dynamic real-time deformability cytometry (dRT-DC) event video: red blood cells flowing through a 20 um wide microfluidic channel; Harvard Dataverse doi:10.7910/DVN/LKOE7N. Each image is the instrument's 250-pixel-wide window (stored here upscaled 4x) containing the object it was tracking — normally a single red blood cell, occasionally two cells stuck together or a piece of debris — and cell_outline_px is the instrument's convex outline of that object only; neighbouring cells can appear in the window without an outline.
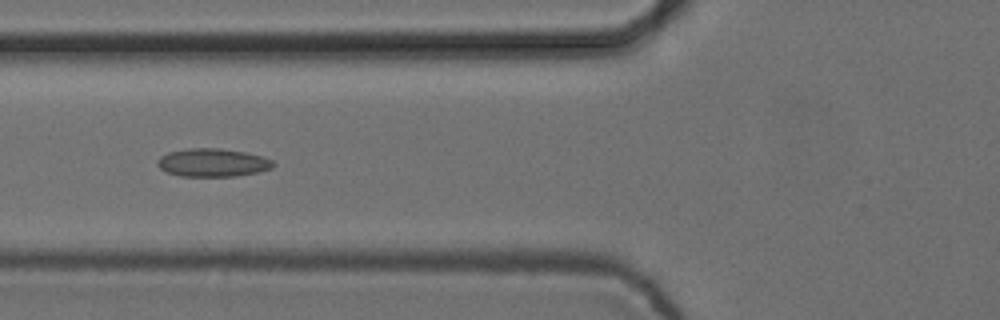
{"species": "common noctule bat (a hibernating species)", "species_latin": "Nyctalus noctula", "temperature_condition": "cold", "stored_images_in_passage": 6, "camera_frame_rate_fps": 3000, "um_per_image_px": 0.085, "animal": {"sex": "female", "body_mass_g": 24.6, "forearm_length_mm": 56.2}, "frame": {"image": 1, "passage_image": 6, "time_ms": 1.667, "image_size_px": [1000, 320], "cell_outline_px": [[276, 164], [272, 168], [256, 172], [236, 176], [180, 176], [168, 172], [160, 168], [156, 164], [156, 160], [160, 156], [168, 152], [188, 148], [220, 148], [244, 152], [260, 156], [272, 160]], "centroid_in_image_um": [18.04, 13.82], "position_along_channel_um": 107.8, "area_um2": 18.96}}